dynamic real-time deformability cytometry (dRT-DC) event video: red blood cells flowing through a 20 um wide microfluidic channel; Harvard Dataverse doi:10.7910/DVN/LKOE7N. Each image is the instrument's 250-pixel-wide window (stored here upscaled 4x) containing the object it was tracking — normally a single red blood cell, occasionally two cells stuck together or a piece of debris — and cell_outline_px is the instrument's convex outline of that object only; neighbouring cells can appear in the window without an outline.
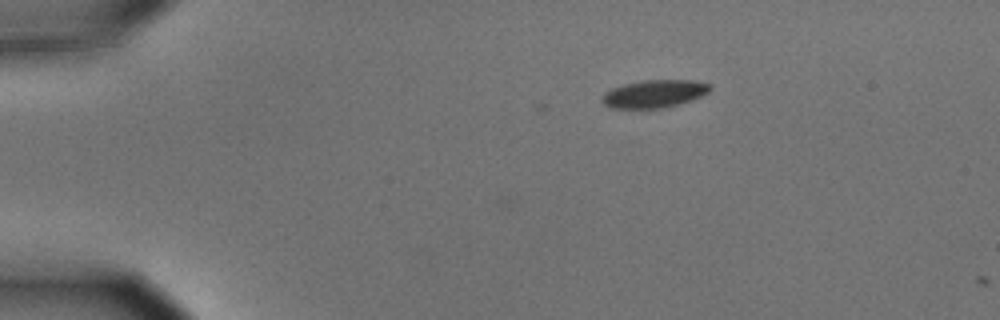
{"species": "common noctule bat (a hibernating species)", "species_latin": "Nyctalus noctula", "temperature_condition": "cold", "stored_images_in_passage": 2, "camera_frame_rate_fps": 3000, "um_per_image_px": 0.085, "animal": {"sex": "male", "body_mass_g": 15.6}, "frame": {"image": 1, "passage_image": 1, "time_ms": 0.0, "image_size_px": [1000, 320], "cell_outline_px": [[712, 88], [708, 92], [692, 100], [680, 104], [664, 108], [608, 108], [600, 100], [600, 96], [604, 92], [612, 88], [624, 84], [644, 80], [692, 80], [708, 84]], "centroid_in_image_um": [55.56, 7.98], "position_along_channel_um": 29.4, "area_um2": 17.57}}